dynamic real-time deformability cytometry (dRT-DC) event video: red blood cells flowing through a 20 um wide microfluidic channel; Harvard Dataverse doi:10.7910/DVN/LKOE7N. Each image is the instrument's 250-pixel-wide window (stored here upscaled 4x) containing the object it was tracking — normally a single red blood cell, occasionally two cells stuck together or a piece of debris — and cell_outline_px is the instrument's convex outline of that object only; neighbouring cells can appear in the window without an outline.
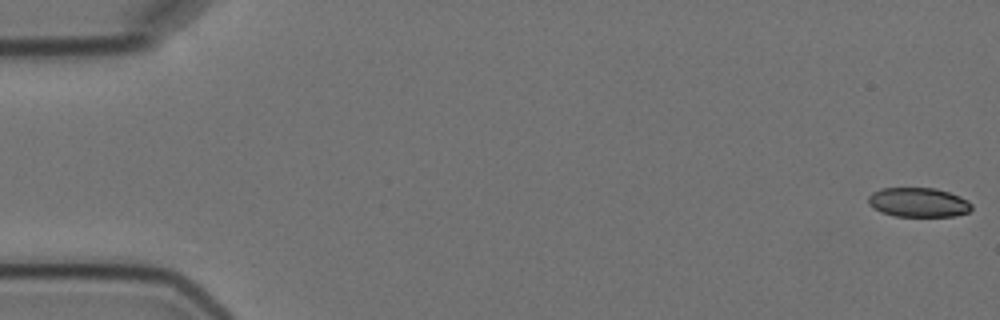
{"species": "Egyptian fruit bat (a non-hibernating species)", "species_latin": "Rousettus aegyptiacus", "temperature_condition": "cold", "stored_images_in_passage": 6, "camera_frame_rate_fps": 3000, "um_per_image_px": 0.085, "animal": {"sex": "female"}, "frame": {"image": 1, "passage_image": 1, "time_ms": 0.0, "image_size_px": [1000, 320], "cell_outline_px": [[972, 208], [968, 212], [956, 216], [896, 216], [880, 212], [872, 208], [868, 204], [868, 196], [872, 192], [880, 188], [936, 188], [960, 196], [968, 200], [972, 204]], "centroid_in_image_um": [78.05, 17.2], "position_along_channel_um": 7.0, "area_um2": 17.86}}